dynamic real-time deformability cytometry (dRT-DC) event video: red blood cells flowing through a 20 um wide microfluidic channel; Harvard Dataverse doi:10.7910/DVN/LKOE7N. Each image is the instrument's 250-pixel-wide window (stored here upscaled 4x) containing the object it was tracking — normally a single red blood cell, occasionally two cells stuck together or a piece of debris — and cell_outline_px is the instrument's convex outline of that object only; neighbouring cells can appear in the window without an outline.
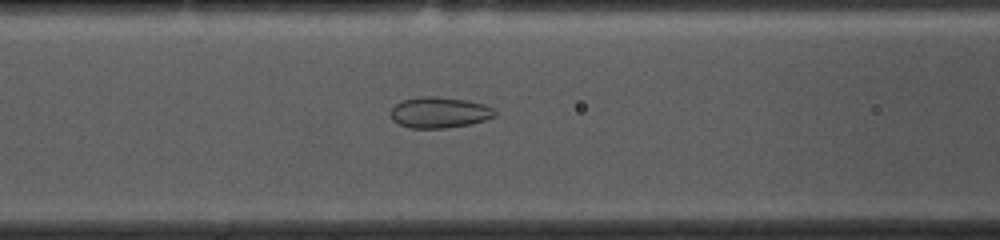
{"species": "common noctule bat (a hibernating species)", "species_latin": "Nyctalus noctula", "temperature_condition": "cold", "stored_images_in_passage": 53, "camera_frame_rate_fps": 3000, "um_per_image_px": 0.085, "animal": {"sex": "female", "body_mass_g": 10.0, "forearm_length_mm": 53.1}, "frame": {"image": 1, "passage_image": 20, "time_ms": 6.333, "image_size_px": [1000, 240], "cell_outline_px": [[496, 116], [472, 124], [444, 128], [412, 128], [400, 124], [392, 120], [392, 108], [400, 100], [416, 96], [436, 96], [464, 100], [484, 104], [492, 108], [496, 112]], "centroid_in_image_um": [37.34, 9.55], "position_along_channel_um": 129.3, "area_um2": 18.79}}
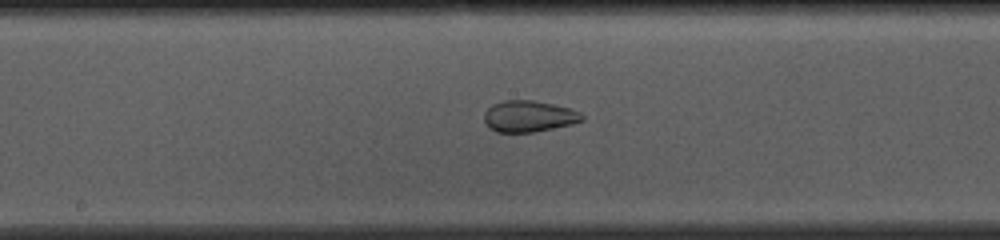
{"frame": {"image": 2, "passage_image": 26, "time_ms": 8.333, "image_size_px": [1000, 240], "cell_outline_px": [[584, 120], [572, 124], [532, 132], [496, 132], [488, 128], [484, 120], [484, 112], [492, 104], [504, 100], [532, 100], [572, 108], [580, 112], [584, 116]], "centroid_in_image_um": [44.94, 9.88], "position_along_channel_um": 203.3, "area_um2": 17.98}}
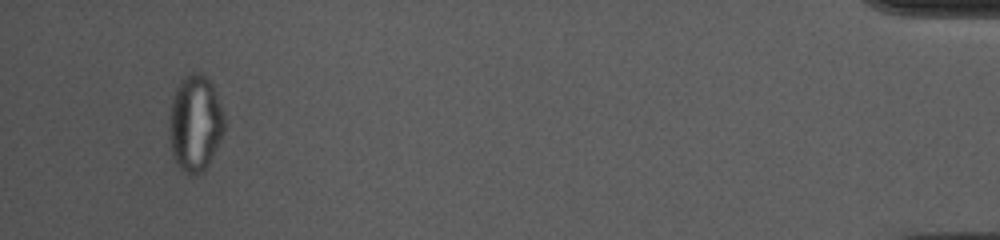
{"frame": {"image": 3, "passage_image": 50, "time_ms": 16.333, "image_size_px": [1000, 240], "cell_outline_px": [[224, 128], [220, 140], [204, 172], [196, 176], [188, 176], [176, 164], [172, 152], [168, 128], [168, 116], [172, 100], [176, 88], [180, 80], [184, 76], [192, 72], [200, 72], [212, 84], [216, 92], [224, 116]], "centroid_in_image_um": [16.56, 10.5], "position_along_channel_um": 418.6, "area_um2": 31.21}}